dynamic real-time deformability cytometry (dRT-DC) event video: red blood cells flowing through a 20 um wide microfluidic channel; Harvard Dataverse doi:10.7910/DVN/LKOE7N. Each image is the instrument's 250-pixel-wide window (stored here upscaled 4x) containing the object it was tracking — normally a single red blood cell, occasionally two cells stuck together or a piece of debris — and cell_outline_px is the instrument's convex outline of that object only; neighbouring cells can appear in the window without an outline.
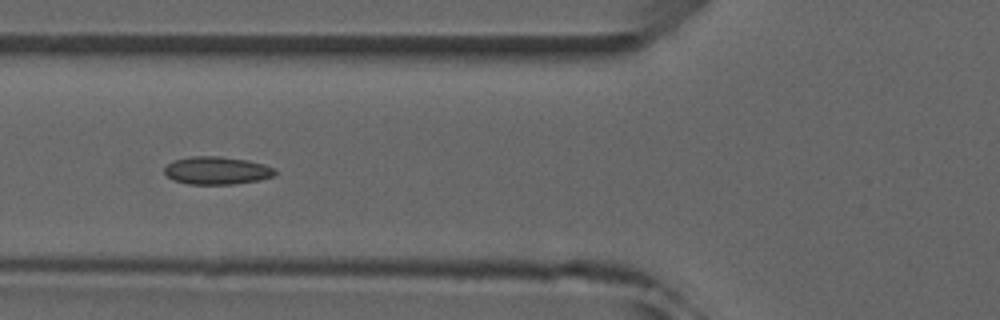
{"species": "common noctule bat (a hibernating species)", "species_latin": "Nyctalus noctula", "temperature_condition": "room temperature", "stored_images_in_passage": 8, "camera_frame_rate_fps": 3000, "um_per_image_px": 0.085, "animal": {"sex": "male", "forearm_length_mm": 52.5}, "frame": {"image": 1, "passage_image": 6, "time_ms": 6.333, "image_size_px": [1000, 320], "cell_outline_px": [[276, 176], [260, 180], [232, 184], [188, 184], [172, 180], [164, 172], [164, 168], [172, 160], [188, 156], [220, 156], [248, 160], [264, 164], [276, 168]], "centroid_in_image_um": [18.44, 14.49], "position_along_channel_um": 107.4, "area_um2": 18.21}}
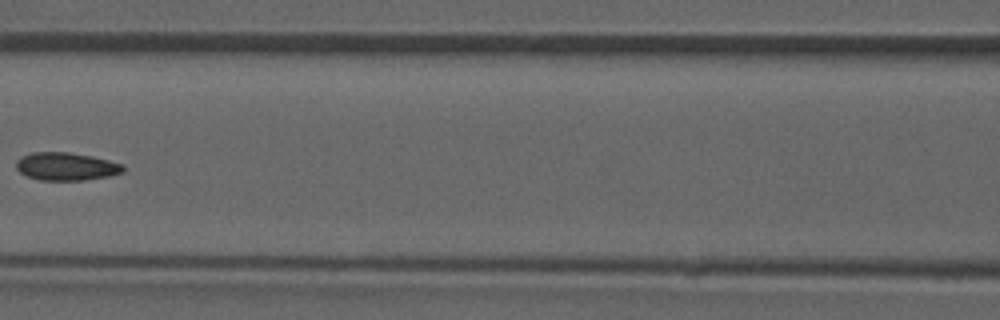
{"frame": {"image": 2, "passage_image": 7, "time_ms": 7.667, "image_size_px": [1000, 320], "cell_outline_px": [[124, 172], [108, 176], [84, 180], [40, 180], [28, 176], [20, 172], [16, 168], [16, 160], [20, 156], [32, 152], [68, 152], [92, 156], [124, 164]], "centroid_in_image_um": [5.62, 14.14], "position_along_channel_um": 161.0, "area_um2": 17.46}}